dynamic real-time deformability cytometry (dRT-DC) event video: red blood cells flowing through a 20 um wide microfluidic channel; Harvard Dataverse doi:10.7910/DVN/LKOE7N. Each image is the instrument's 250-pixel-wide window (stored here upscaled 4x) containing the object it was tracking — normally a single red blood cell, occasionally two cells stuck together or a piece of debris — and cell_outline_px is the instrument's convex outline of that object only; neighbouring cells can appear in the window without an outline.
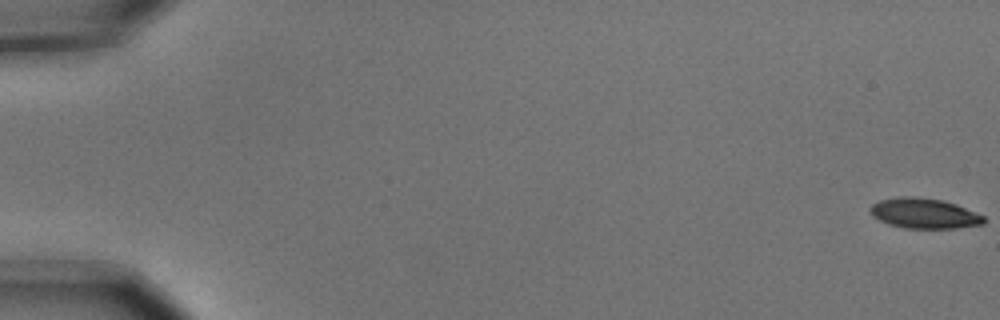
{"species": "common noctule bat (a hibernating species)", "species_latin": "Nyctalus noctula", "temperature_condition": "cold", "stored_images_in_passage": 6, "camera_frame_rate_fps": 3000, "um_per_image_px": 0.085, "animal": {"sex": "male", "body_mass_g": 15.6}, "frame": {"image": 1, "passage_image": 1, "time_ms": 0.0, "image_size_px": [1000, 320], "cell_outline_px": [[984, 224], [956, 228], [904, 228], [888, 224], [872, 216], [868, 208], [872, 204], [880, 200], [896, 196], [916, 196], [944, 200], [956, 204], [984, 216]], "centroid_in_image_um": [78.52, 18.12], "position_along_channel_um": 6.5, "area_um2": 20.17}}
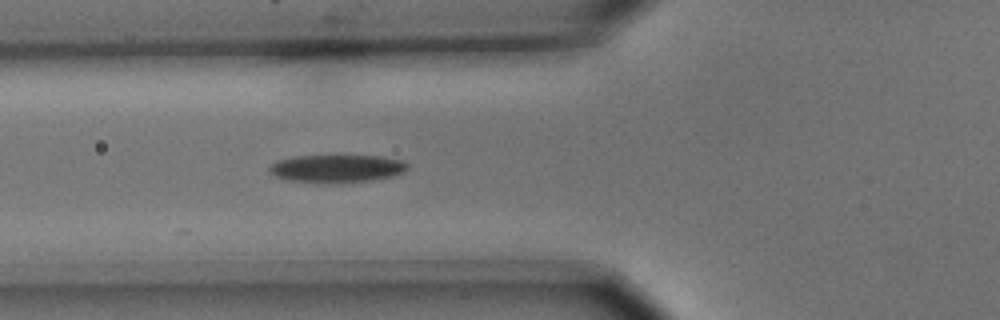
{"frame": {"image": 2, "passage_image": 6, "time_ms": 1.667, "image_size_px": [1000, 320], "cell_outline_px": [[408, 168], [404, 172], [392, 176], [372, 180], [340, 184], [320, 184], [288, 180], [276, 176], [268, 172], [268, 168], [276, 160], [296, 156], [380, 156], [400, 160], [408, 164]], "centroid_in_image_um": [28.6, 14.35], "position_along_channel_um": 97.2, "area_um2": 22.77}}